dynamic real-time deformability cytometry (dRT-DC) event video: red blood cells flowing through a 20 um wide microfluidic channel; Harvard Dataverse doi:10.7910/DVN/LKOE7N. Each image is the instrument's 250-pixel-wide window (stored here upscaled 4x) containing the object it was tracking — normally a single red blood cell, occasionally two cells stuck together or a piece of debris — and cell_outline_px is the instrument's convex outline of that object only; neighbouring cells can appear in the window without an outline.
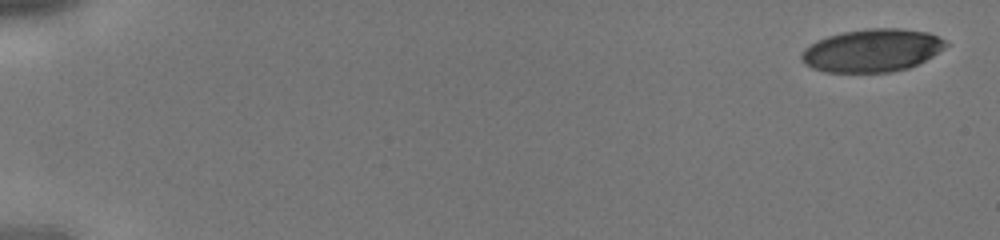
{"species": "human", "species_latin": "Homo sapiens", "temperature_condition": "cold", "stored_images_in_passage": 43, "camera_frame_rate_fps": 3000, "um_per_image_px": 0.085, "donor": {"sex": "male"}, "frame": {"image": 1, "passage_image": 1, "time_ms": 0.0, "image_size_px": [1000, 240], "cell_outline_px": [[948, 44], [944, 48], [932, 56], [908, 68], [892, 72], [824, 72], [812, 68], [804, 64], [800, 56], [804, 48], [816, 40], [828, 36], [844, 32], [868, 28], [900, 28], [928, 32], [944, 40]], "centroid_in_image_um": [74.09, 4.29], "position_along_channel_um": 10.9, "area_um2": 36.01}}
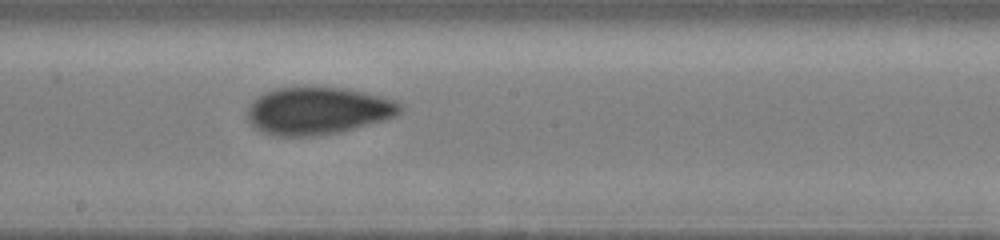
{"frame": {"image": 2, "passage_image": 25, "time_ms": 8.0, "image_size_px": [1000, 240], "cell_outline_px": [[404, 108], [396, 116], [384, 120], [356, 128], [340, 132], [312, 136], [276, 136], [260, 132], [248, 120], [248, 108], [252, 100], [264, 92], [276, 88], [344, 88], [384, 96], [396, 100], [404, 104]], "centroid_in_image_um": [27.05, 9.42], "position_along_channel_um": 221.1, "area_um2": 42.37}}
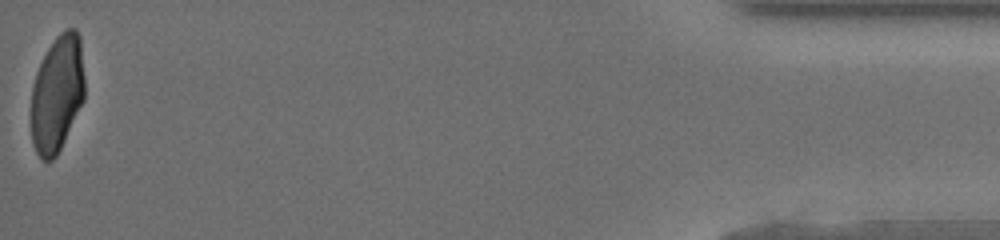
{"frame": {"image": 3, "passage_image": 43, "time_ms": 14.0, "image_size_px": [1000, 240], "cell_outline_px": [[84, 100], [56, 156], [52, 160], [40, 160], [32, 144], [32, 88], [36, 72], [48, 48], [56, 36], [64, 28], [76, 28], [80, 36], [84, 76]], "centroid_in_image_um": [4.87, 7.94], "position_along_channel_um": 430.3, "area_um2": 36.36}}